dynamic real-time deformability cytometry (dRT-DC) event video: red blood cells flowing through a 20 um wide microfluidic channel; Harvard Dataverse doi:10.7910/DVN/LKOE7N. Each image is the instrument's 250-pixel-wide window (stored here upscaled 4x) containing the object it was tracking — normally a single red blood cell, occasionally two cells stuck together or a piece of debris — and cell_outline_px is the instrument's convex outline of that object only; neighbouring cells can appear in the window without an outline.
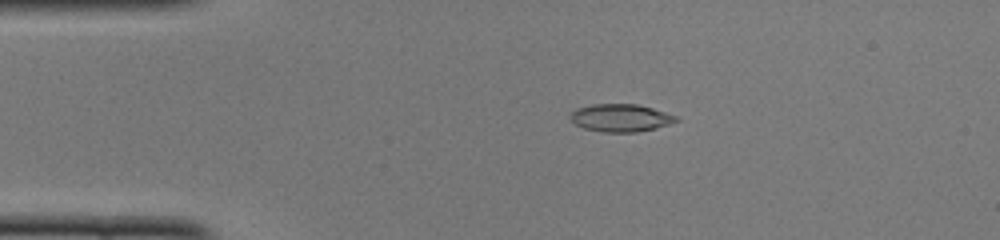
{"species": "common noctule bat (a hibernating species)", "species_latin": "Nyctalus noctula", "temperature_condition": "cold", "stored_images_in_passage": 49, "camera_frame_rate_fps": 3000, "um_per_image_px": 0.085, "animal": {"sex": "female", "body_mass_g": 22.0, "forearm_length_mm": 56.7}, "frame": {"image": 1, "passage_image": 9, "time_ms": 2.667, "image_size_px": [1000, 240], "cell_outline_px": [[680, 120], [656, 128], [636, 132], [604, 132], [584, 128], [576, 124], [568, 116], [576, 108], [592, 104], [636, 104], [652, 108], [676, 116]], "centroid_in_image_um": [52.73, 10.01], "position_along_channel_um": 32.3, "area_um2": 16.94}}
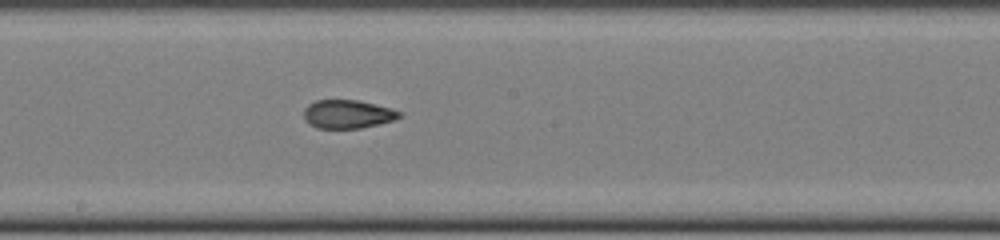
{"frame": {"image": 2, "passage_image": 26, "time_ms": 8.333, "image_size_px": [1000, 240], "cell_outline_px": [[404, 112], [400, 116], [392, 120], [360, 128], [316, 128], [308, 124], [304, 120], [304, 108], [308, 104], [316, 100], [360, 100], [392, 108]], "centroid_in_image_um": [29.52, 9.69], "position_along_channel_um": 218.7, "area_um2": 15.95}}
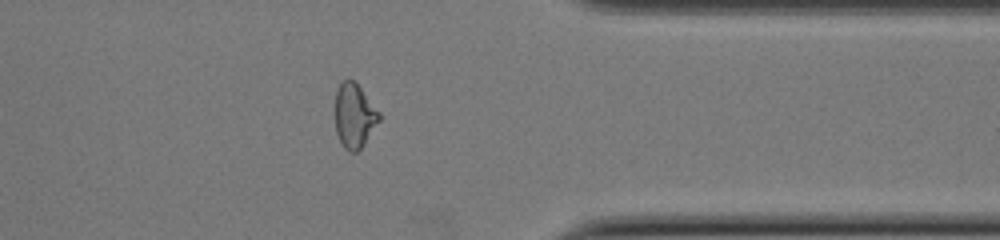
{"frame": {"image": 3, "passage_image": 39, "time_ms": 12.667, "image_size_px": [1000, 240], "cell_outline_px": [[380, 120], [364, 144], [356, 152], [348, 152], [344, 148], [336, 132], [336, 92], [340, 84], [344, 80], [352, 80], [360, 88], [380, 112]], "centroid_in_image_um": [30.13, 9.87], "position_along_channel_um": 381.3, "area_um2": 16.18}, "authors_computed_cell_mechanics": {"area_um2": 16.8198, "velocity_mm_per_s": 4.0033, "shape_relaxation_time_tau1_ms": null, "shape_relaxation_time_tau2_ms": 1.3982, "deformation_change_tau1": null, "deformation_change_tau2": 0.0774}}